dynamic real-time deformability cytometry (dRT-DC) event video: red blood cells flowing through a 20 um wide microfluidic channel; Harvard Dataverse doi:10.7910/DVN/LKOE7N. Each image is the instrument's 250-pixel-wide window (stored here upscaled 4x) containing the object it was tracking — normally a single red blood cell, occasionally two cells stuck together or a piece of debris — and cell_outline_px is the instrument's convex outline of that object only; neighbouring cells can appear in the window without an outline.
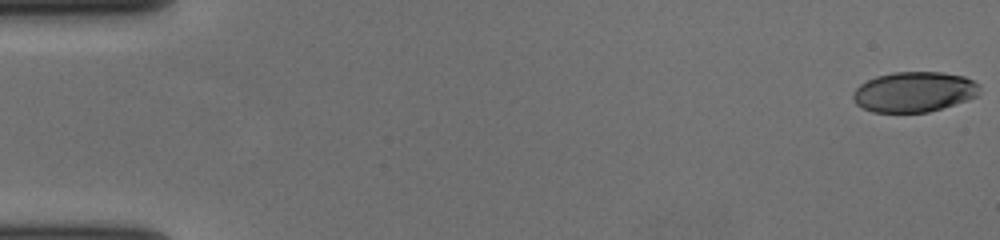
{"species": "human", "species_latin": "Homo sapiens", "temperature_condition": "cold", "stored_images_in_passage": 58, "camera_frame_rate_fps": 3000, "um_per_image_px": 0.085, "donor": {"sex": "female"}, "frame": {"image": 1, "passage_image": 1, "time_ms": 0.0, "image_size_px": [1000, 240], "cell_outline_px": [[980, 84], [976, 96], [928, 112], [872, 112], [856, 104], [852, 96], [856, 88], [860, 84], [876, 76], [892, 72], [944, 72], [964, 76]], "centroid_in_image_um": [77.67, 7.79], "position_along_channel_um": 7.3, "area_um2": 29.42}}
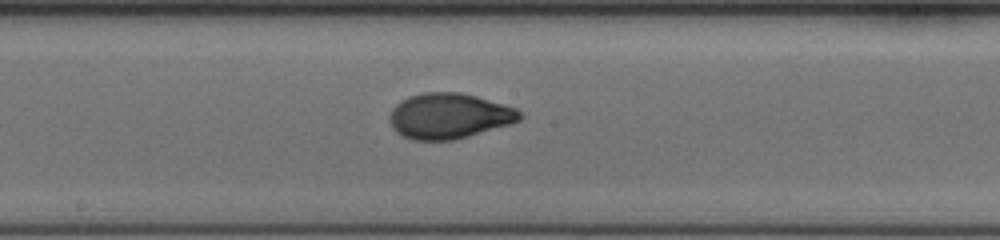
{"frame": {"image": 2, "passage_image": 32, "time_ms": 10.333, "image_size_px": [1000, 240], "cell_outline_px": [[524, 116], [520, 120], [512, 124], [456, 140], [412, 140], [396, 132], [392, 128], [388, 120], [388, 116], [392, 108], [400, 100], [408, 96], [424, 92], [460, 92], [476, 96], [504, 104], [516, 108]], "centroid_in_image_um": [38.16, 9.86], "position_along_channel_um": 210.0, "area_um2": 34.97}}
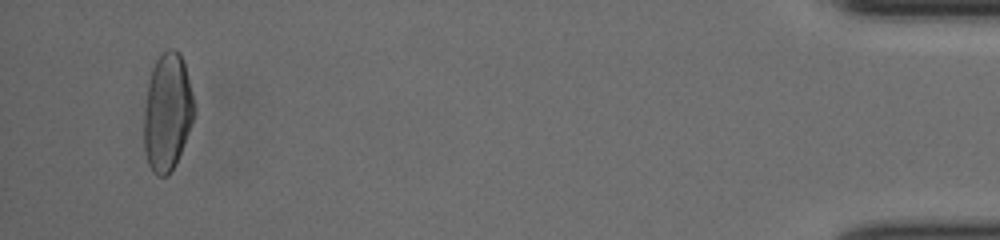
{"frame": {"image": 3, "passage_image": 56, "time_ms": 18.333, "image_size_px": [1000, 240], "cell_outline_px": [[192, 120], [188, 132], [180, 152], [168, 176], [156, 176], [152, 172], [148, 164], [144, 152], [144, 112], [148, 84], [152, 68], [160, 52], [168, 48], [176, 48], [180, 52], [184, 60], [192, 96]], "centroid_in_image_um": [14.18, 9.49], "position_along_channel_um": 421.0, "area_um2": 34.04}, "authors_computed_cell_mechanics": {"area_um2": 32.9171, "velocity_mm_per_s": 3.6337, "shape_relaxation_time_tau1_ms": 5.2534, "shape_relaxation_time_tau2_ms": 1.0083, "deformation_change_tau1": 0.201, "deformation_change_tau2": 0.0539}}